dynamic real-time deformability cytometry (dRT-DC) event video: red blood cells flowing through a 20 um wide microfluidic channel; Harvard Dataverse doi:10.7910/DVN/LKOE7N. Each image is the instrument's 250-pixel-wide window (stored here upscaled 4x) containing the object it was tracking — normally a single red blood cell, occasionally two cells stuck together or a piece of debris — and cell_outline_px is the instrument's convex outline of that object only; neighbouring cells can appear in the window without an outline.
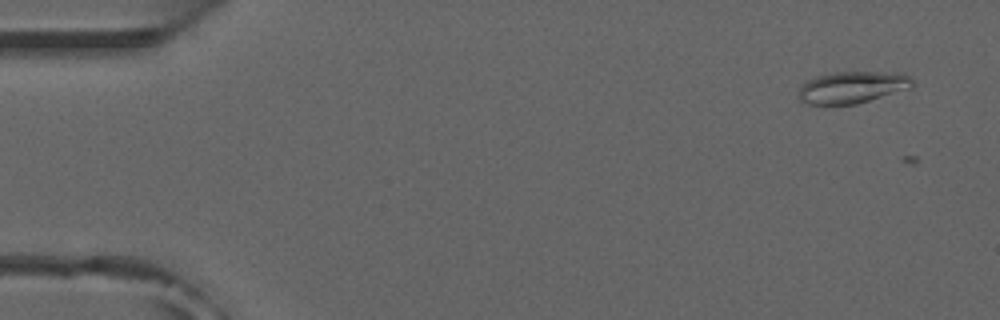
{"species": "common noctule bat (a hibernating species)", "species_latin": "Nyctalus noctula", "temperature_condition": "room temperature", "stored_images_in_passage": 5, "camera_frame_rate_fps": 3000, "um_per_image_px": 0.085, "animal": {"sex": "male", "forearm_length_mm": 52.5}, "frame": {"image": 1, "passage_image": 4, "time_ms": 1.0, "image_size_px": [1000, 320], "cell_outline_px": [[916, 84], [912, 88], [856, 104], [808, 104], [800, 100], [800, 88], [808, 80], [816, 76], [836, 72], [904, 72], [912, 76]], "centroid_in_image_um": [72.56, 7.4], "position_along_channel_um": 12.4, "area_um2": 21.27}}